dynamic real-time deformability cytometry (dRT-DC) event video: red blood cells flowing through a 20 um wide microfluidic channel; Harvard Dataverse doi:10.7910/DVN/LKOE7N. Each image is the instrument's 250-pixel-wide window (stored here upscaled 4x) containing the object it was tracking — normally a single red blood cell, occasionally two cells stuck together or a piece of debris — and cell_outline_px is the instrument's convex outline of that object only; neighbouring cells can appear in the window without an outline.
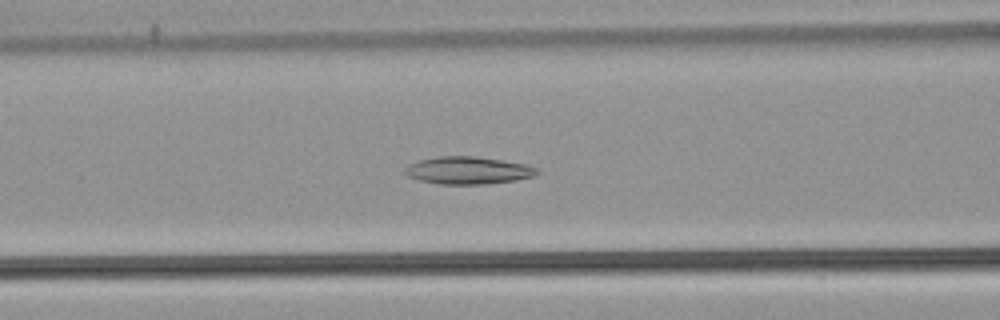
{"species": "common noctule bat (a hibernating species)", "species_latin": "Nyctalus noctula", "temperature_condition": "warm", "stored_images_in_passage": 54, "camera_frame_rate_fps": 3000, "um_per_image_px": 0.085, "animal": {"sex": "male", "body_mass_g": 21.5, "forearm_length_mm": 52.0}, "frame": {"image": 1, "passage_image": 22, "time_ms": 7.0, "image_size_px": [1000, 320], "cell_outline_px": [[540, 172], [532, 176], [516, 180], [484, 184], [440, 184], [420, 180], [408, 176], [404, 172], [404, 168], [408, 164], [420, 160], [436, 156], [476, 156], [524, 164], [540, 168]], "centroid_in_image_um": [39.77, 14.48], "position_along_channel_um": 126.8, "area_um2": 21.1}}
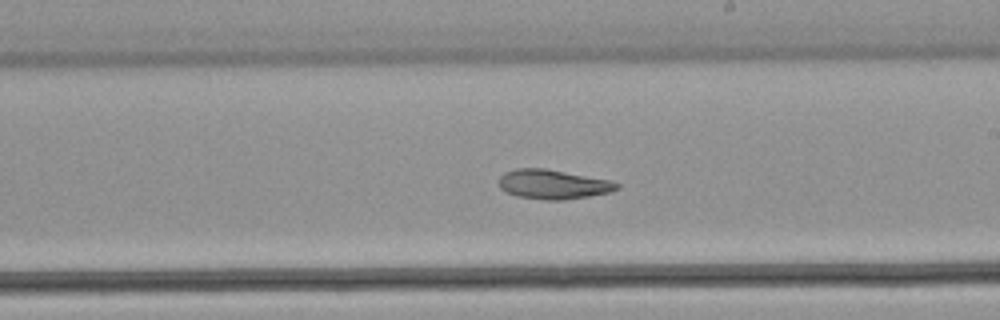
{"frame": {"image": 2, "passage_image": 31, "time_ms": 10.0, "image_size_px": [1000, 320], "cell_outline_px": [[620, 188], [608, 192], [588, 196], [564, 200], [544, 200], [516, 196], [504, 192], [500, 188], [500, 176], [504, 172], [516, 168], [544, 168], [608, 180], [620, 184]], "centroid_in_image_um": [46.96, 15.67], "position_along_channel_um": 242.0, "area_um2": 20.11}}
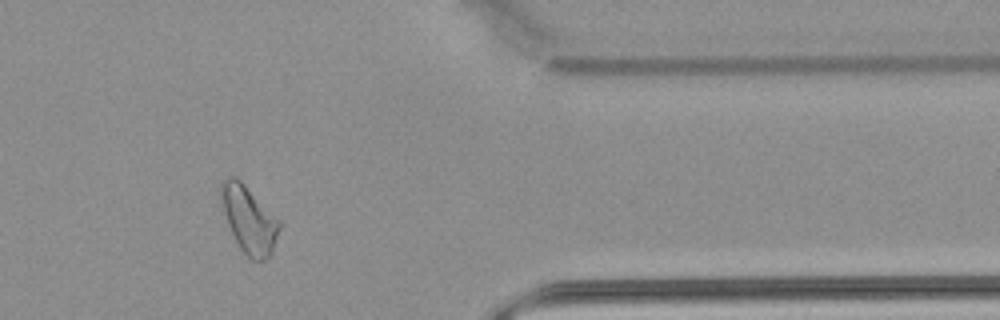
{"frame": {"image": 3, "passage_image": 44, "time_ms": 14.333, "image_size_px": [1000, 320], "cell_outline_px": [[280, 228], [272, 252], [264, 260], [252, 260], [240, 248], [228, 224], [224, 212], [220, 196], [220, 188], [224, 180], [228, 176], [236, 176], [280, 220]], "centroid_in_image_um": [21.17, 18.64], "position_along_channel_um": 390.2, "area_um2": 22.31}}